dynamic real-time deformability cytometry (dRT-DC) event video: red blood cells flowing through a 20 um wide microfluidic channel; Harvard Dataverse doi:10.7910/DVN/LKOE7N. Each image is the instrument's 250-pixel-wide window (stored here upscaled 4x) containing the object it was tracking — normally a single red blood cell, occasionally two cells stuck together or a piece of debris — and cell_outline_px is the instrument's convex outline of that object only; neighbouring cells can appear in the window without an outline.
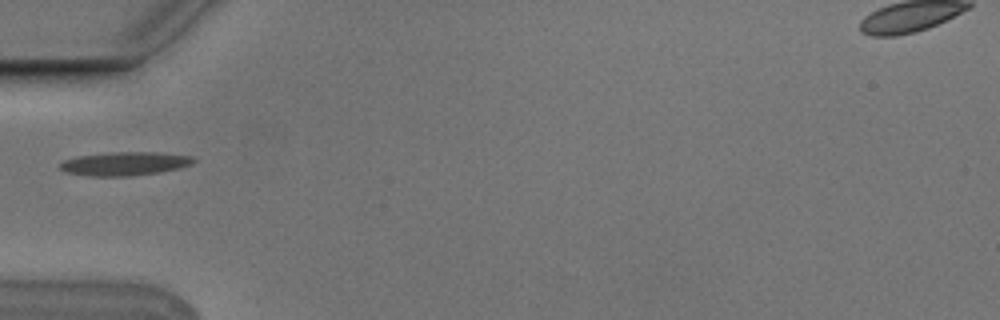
{"species": "Egyptian fruit bat (a non-hibernating species)", "species_latin": "Rousettus aegyptiacus", "temperature_condition": "cold", "stored_images_in_passage": 2, "camera_frame_rate_fps": 3000, "um_per_image_px": 0.085, "animal": {"sex": "male"}, "frame": {"image": 1, "passage_image": 1, "time_ms": 0.0, "image_size_px": [1000, 320], "cell_outline_px": [[196, 160], [192, 164], [180, 168], [160, 172], [132, 176], [88, 176], [64, 172], [60, 168], [60, 164], [64, 160], [76, 156], [112, 152], [156, 152], [192, 156]], "centroid_in_image_um": [10.6, 13.91], "position_along_channel_um": 74.4, "area_um2": 18.5}}